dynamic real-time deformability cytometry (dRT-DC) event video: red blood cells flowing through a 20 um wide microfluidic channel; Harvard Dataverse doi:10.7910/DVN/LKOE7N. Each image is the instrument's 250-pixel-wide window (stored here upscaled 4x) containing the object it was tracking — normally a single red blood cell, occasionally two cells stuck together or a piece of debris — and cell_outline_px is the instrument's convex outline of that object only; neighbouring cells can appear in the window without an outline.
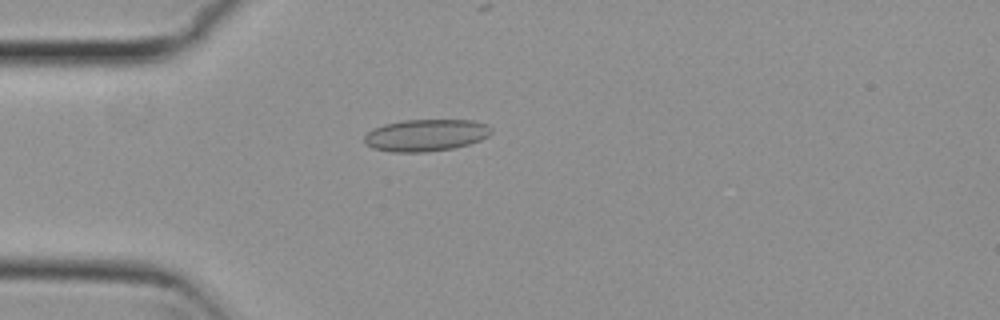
{"species": "common noctule bat (a hibernating species)", "species_latin": "Nyctalus noctula", "temperature_condition": "cold", "stored_images_in_passage": 54, "camera_frame_rate_fps": 3000, "um_per_image_px": 0.085, "animal": {"sex": "female", "body_mass_g": 29.2, "forearm_length_mm": 56.3}, "frame": {"image": 1, "passage_image": 15, "time_ms": 4.667, "image_size_px": [1000, 320], "cell_outline_px": [[492, 132], [488, 136], [480, 140], [468, 144], [452, 148], [424, 152], [392, 152], [372, 148], [364, 144], [364, 136], [372, 128], [384, 124], [404, 120], [472, 120], [488, 124], [492, 128]], "centroid_in_image_um": [36.18, 11.49], "position_along_channel_um": 48.8, "area_um2": 23.76}}
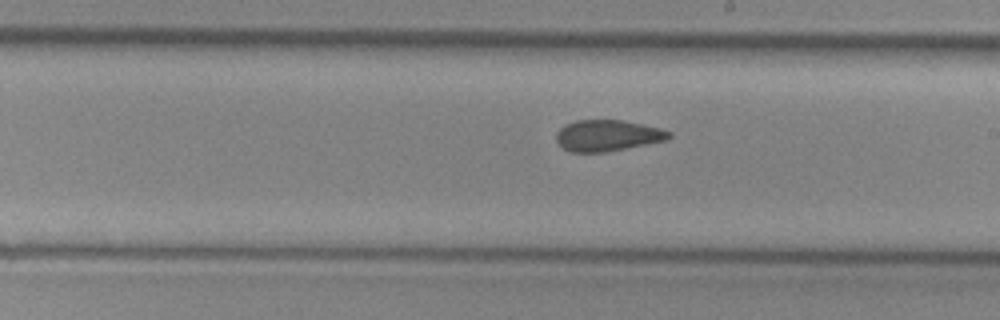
{"frame": {"image": 2, "passage_image": 31, "time_ms": 10.0, "image_size_px": [1000, 320], "cell_outline_px": [[672, 136], [668, 140], [604, 152], [568, 152], [556, 140], [556, 132], [564, 124], [576, 120], [624, 120], [660, 128], [672, 132]], "centroid_in_image_um": [51.64, 11.51], "position_along_channel_um": 237.4, "area_um2": 20.58}}
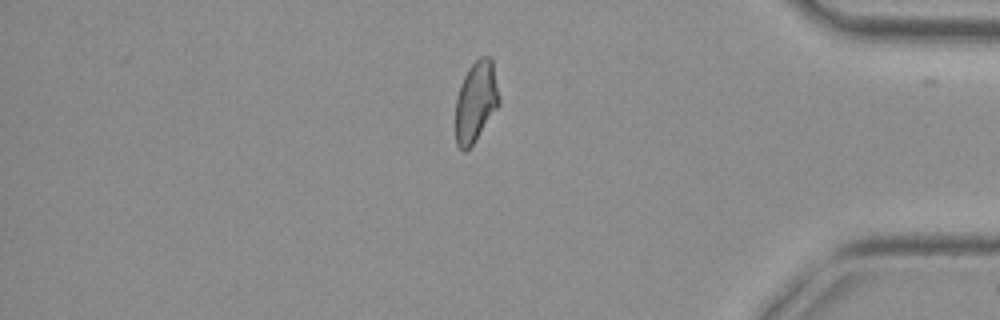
{"frame": {"image": 3, "passage_image": 46, "time_ms": 15.0, "image_size_px": [1000, 320], "cell_outline_px": [[500, 104], [476, 140], [464, 152], [456, 144], [456, 96], [460, 84], [468, 68], [480, 56], [488, 56], [492, 60], [500, 100]], "centroid_in_image_um": [40.45, 8.63], "position_along_channel_um": 394.8, "area_um2": 20.46}, "authors_computed_cell_mechanics": {"area_um2": 21.386, "velocity_mm_per_s": 3.7786, "shape_relaxation_time_tau1_ms": null, "shape_relaxation_time_tau2_ms": 2.0009, "deformation_change_tau1": null, "deformation_change_tau2": 0.0846}}